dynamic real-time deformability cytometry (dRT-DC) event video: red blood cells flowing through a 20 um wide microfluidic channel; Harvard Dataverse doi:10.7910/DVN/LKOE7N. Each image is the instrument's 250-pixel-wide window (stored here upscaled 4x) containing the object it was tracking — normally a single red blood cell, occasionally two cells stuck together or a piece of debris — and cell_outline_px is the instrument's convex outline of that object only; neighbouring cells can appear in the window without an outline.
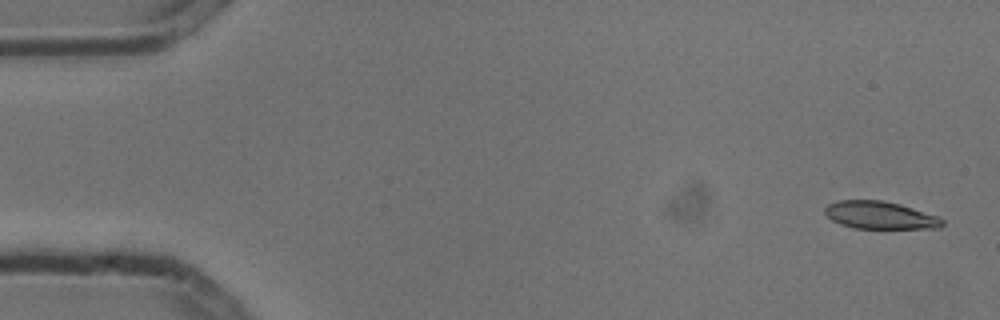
{"species": "common noctule bat (a hibernating species)", "species_latin": "Nyctalus noctula", "temperature_condition": "cold", "stored_images_in_passage": 5, "camera_frame_rate_fps": 3000, "um_per_image_px": 0.085, "animal": {"sex": "male", "body_mass_g": 13.3}, "frame": {"image": 1, "passage_image": 1, "time_ms": 0.0, "image_size_px": [1000, 320], "cell_outline_px": [[944, 224], [940, 228], [856, 228], [840, 224], [832, 220], [824, 212], [824, 208], [828, 204], [840, 200], [884, 200], [900, 204], [936, 216], [944, 220]], "centroid_in_image_um": [74.79, 18.29], "position_along_channel_um": 10.2, "area_um2": 18.73}}
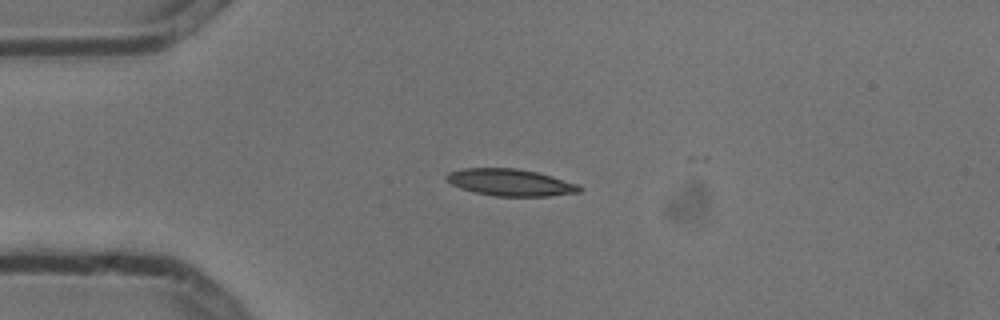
{"frame": {"image": 2, "passage_image": 4, "time_ms": 1.0, "image_size_px": [1000, 320], "cell_outline_px": [[584, 188], [580, 192], [548, 196], [496, 196], [476, 192], [460, 188], [444, 180], [444, 176], [448, 172], [464, 168], [516, 168], [536, 172], [552, 176], [580, 184]], "centroid_in_image_um": [43.39, 15.5], "position_along_channel_um": 41.6, "area_um2": 20.98}}